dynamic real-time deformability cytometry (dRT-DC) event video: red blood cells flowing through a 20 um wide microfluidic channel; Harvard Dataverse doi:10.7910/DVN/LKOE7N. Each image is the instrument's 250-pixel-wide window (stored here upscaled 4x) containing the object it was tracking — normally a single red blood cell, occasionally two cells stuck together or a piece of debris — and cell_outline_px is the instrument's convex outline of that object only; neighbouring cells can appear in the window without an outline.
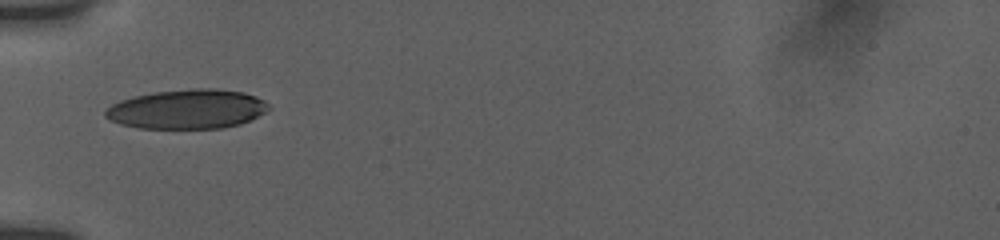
{"species": "human", "species_latin": "Homo sapiens", "temperature_condition": "room temperature", "stored_images_in_passage": 7, "camera_frame_rate_fps": 3000, "um_per_image_px": 0.085, "donor": {"sex": "female"}, "frame": {"image": 1, "passage_image": 1, "time_ms": 0.0, "image_size_px": [1000, 240], "cell_outline_px": [[272, 108], [240, 124], [224, 128], [140, 128], [120, 124], [104, 116], [104, 112], [112, 104], [120, 100], [136, 96], [156, 92], [196, 88], [216, 88], [244, 92], [256, 96], [264, 100]], "centroid_in_image_um": [15.94, 9.27], "position_along_channel_um": 69.1, "area_um2": 37.34}}
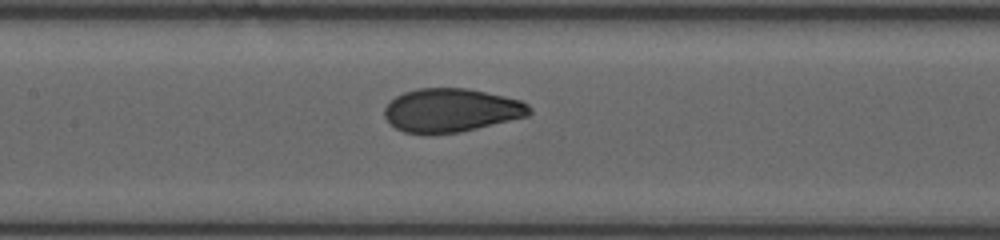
{"frame": {"image": 2, "passage_image": 5, "time_ms": 2.667, "image_size_px": [1000, 240], "cell_outline_px": [[532, 112], [528, 116], [460, 132], [404, 132], [396, 128], [384, 116], [384, 108], [396, 96], [404, 92], [416, 88], [468, 88], [504, 96], [520, 100], [528, 104], [532, 108]], "centroid_in_image_um": [38.38, 9.34], "position_along_channel_um": 169.0, "area_um2": 36.36}}
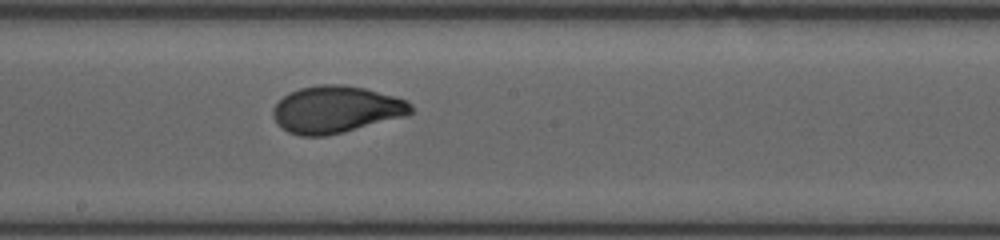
{"frame": {"image": 3, "passage_image": 7, "time_ms": 4.0, "image_size_px": [1000, 240], "cell_outline_px": [[412, 112], [408, 116], [324, 136], [300, 136], [288, 132], [272, 116], [272, 108], [288, 92], [300, 88], [320, 84], [344, 84], [364, 88], [408, 100], [412, 104]], "centroid_in_image_um": [28.58, 9.29], "position_along_channel_um": 219.6, "area_um2": 37.69}}